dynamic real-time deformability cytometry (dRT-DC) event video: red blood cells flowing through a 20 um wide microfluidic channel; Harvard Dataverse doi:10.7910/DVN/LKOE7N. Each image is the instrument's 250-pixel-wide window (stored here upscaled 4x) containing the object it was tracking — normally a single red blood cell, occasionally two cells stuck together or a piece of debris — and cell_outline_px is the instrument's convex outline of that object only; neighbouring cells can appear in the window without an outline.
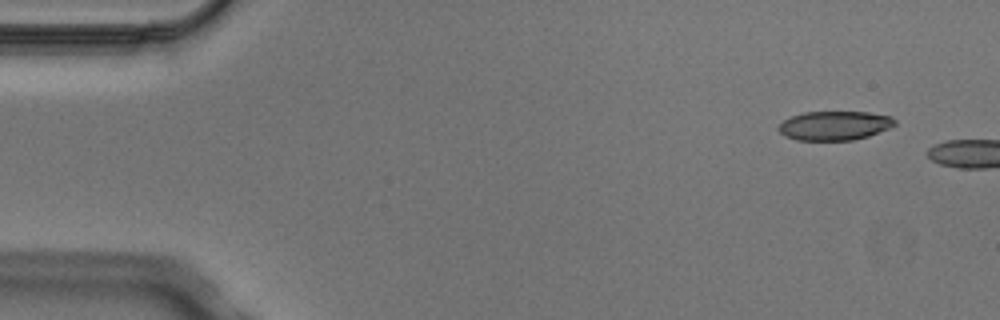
{"species": "Egyptian fruit bat (a non-hibernating species)", "species_latin": "Rousettus aegyptiacus", "temperature_condition": "cold", "stored_images_in_passage": 3, "camera_frame_rate_fps": 3000, "um_per_image_px": 0.085, "animal": {"sex": "male"}, "frame": {"image": 1, "passage_image": 2, "time_ms": 0.333, "image_size_px": [1000, 320], "cell_outline_px": [[896, 124], [888, 128], [868, 136], [852, 140], [796, 140], [784, 136], [776, 128], [784, 120], [792, 116], [804, 112], [868, 112], [892, 116], [896, 120]], "centroid_in_image_um": [70.92, 10.67], "position_along_channel_um": 14.1, "area_um2": 19.71}}